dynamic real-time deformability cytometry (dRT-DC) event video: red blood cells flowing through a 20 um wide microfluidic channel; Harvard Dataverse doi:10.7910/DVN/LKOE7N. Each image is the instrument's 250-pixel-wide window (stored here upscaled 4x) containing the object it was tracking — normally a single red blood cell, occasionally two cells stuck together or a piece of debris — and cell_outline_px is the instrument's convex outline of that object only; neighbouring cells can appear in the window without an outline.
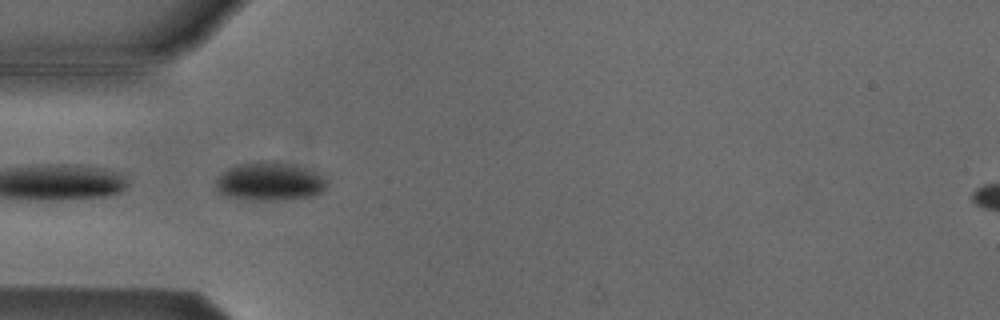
{"species": "Egyptian fruit bat (a non-hibernating species)", "species_latin": "Rousettus aegyptiacus", "temperature_condition": "cold", "stored_images_in_passage": 6, "camera_frame_rate_fps": 3000, "um_per_image_px": 0.085, "animal": {"sex": "male"}, "frame": {"image": 1, "passage_image": 5, "time_ms": 1.333, "image_size_px": [1000, 320], "cell_outline_px": [[328, 184], [320, 192], [312, 196], [292, 200], [248, 200], [220, 196], [216, 188], [216, 180], [228, 168], [236, 164], [284, 164], [304, 168], [316, 172], [324, 176], [328, 180]], "centroid_in_image_um": [22.91, 15.5], "position_along_channel_um": 62.1, "area_um2": 24.39}}